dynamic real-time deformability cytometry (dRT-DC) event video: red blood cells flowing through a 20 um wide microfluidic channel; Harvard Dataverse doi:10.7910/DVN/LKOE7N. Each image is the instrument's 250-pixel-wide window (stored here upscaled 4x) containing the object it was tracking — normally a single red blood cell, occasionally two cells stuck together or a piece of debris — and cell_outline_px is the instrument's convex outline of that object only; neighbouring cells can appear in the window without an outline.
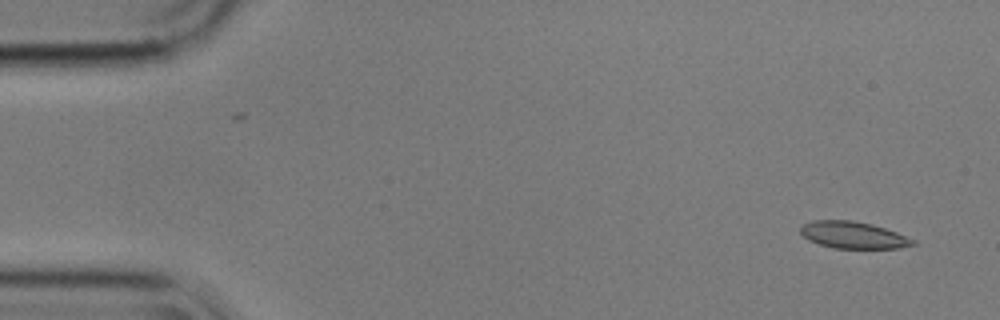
{"species": "common noctule bat (a hibernating species)", "species_latin": "Nyctalus noctula", "temperature_condition": "cold", "stored_images_in_passage": 5, "camera_frame_rate_fps": 3000, "um_per_image_px": 0.085, "animal": {"sex": "male", "body_mass_g": 17.9}, "frame": {"image": 1, "passage_image": 1, "time_ms": 0.0, "image_size_px": [1000, 320], "cell_outline_px": [[916, 244], [900, 248], [832, 248], [808, 240], [800, 232], [800, 224], [812, 220], [852, 220], [872, 224], [896, 232], [916, 240]], "centroid_in_image_um": [72.5, 19.97], "position_along_channel_um": 12.5, "area_um2": 17.69}}